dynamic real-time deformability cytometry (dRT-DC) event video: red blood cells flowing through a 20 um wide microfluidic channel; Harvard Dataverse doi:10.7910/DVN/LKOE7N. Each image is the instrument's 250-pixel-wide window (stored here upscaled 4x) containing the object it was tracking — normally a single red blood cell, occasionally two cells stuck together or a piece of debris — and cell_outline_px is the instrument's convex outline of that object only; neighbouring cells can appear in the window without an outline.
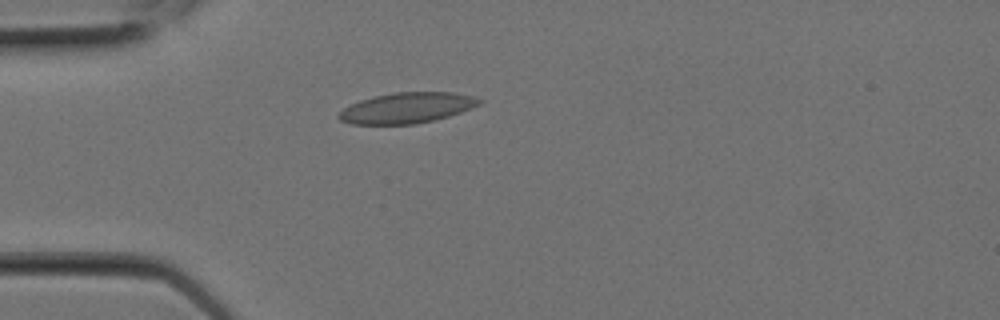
{"species": "Egyptian fruit bat (a non-hibernating species)", "species_latin": "Rousettus aegyptiacus", "temperature_condition": "room temperature", "stored_images_in_passage": 9, "camera_frame_rate_fps": 3000, "um_per_image_px": 0.085, "animal": {"sex": "female"}, "frame": {"image": 1, "passage_image": 6, "time_ms": 1.667, "image_size_px": [1000, 320], "cell_outline_px": [[484, 100], [480, 104], [472, 108], [448, 116], [416, 124], [352, 124], [340, 120], [336, 116], [344, 108], [360, 100], [392, 92], [452, 92], [472, 96]], "centroid_in_image_um": [34.59, 9.17], "position_along_channel_um": 50.4, "area_um2": 24.91}}
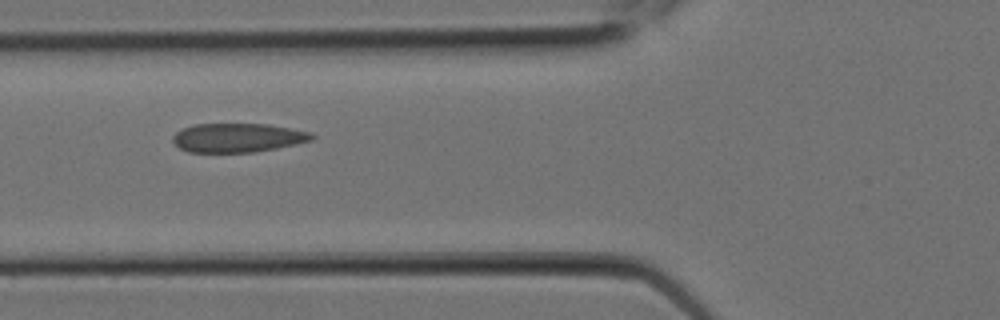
{"frame": {"image": 2, "passage_image": 8, "time_ms": 2.333, "image_size_px": [1000, 320], "cell_outline_px": [[316, 136], [312, 140], [296, 144], [256, 152], [188, 152], [180, 148], [172, 140], [172, 136], [176, 132], [184, 128], [196, 124], [268, 124], [312, 132]], "centroid_in_image_um": [20.23, 11.71], "position_along_channel_um": 105.6, "area_um2": 23.47}}
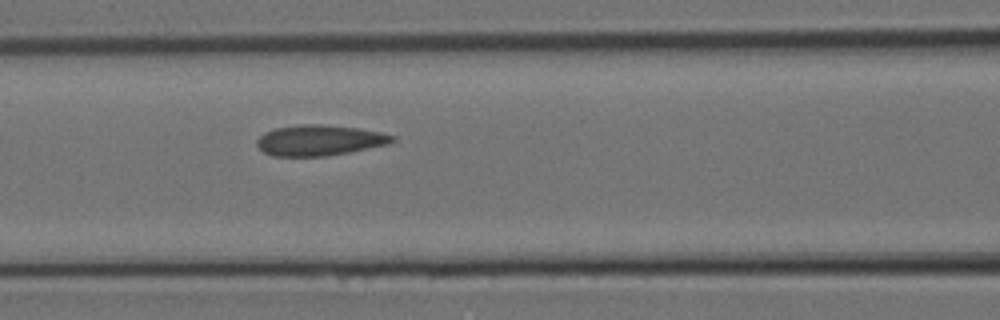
{"frame": {"image": 3, "passage_image": 9, "time_ms": 2.667, "image_size_px": [1000, 320], "cell_outline_px": [[396, 140], [388, 144], [328, 156], [272, 156], [264, 152], [256, 144], [256, 140], [264, 132], [272, 128], [304, 124], [324, 124], [356, 128], [380, 132], [396, 136]], "centroid_in_image_um": [27.13, 11.92], "position_along_channel_um": 139.5, "area_um2": 24.22}}